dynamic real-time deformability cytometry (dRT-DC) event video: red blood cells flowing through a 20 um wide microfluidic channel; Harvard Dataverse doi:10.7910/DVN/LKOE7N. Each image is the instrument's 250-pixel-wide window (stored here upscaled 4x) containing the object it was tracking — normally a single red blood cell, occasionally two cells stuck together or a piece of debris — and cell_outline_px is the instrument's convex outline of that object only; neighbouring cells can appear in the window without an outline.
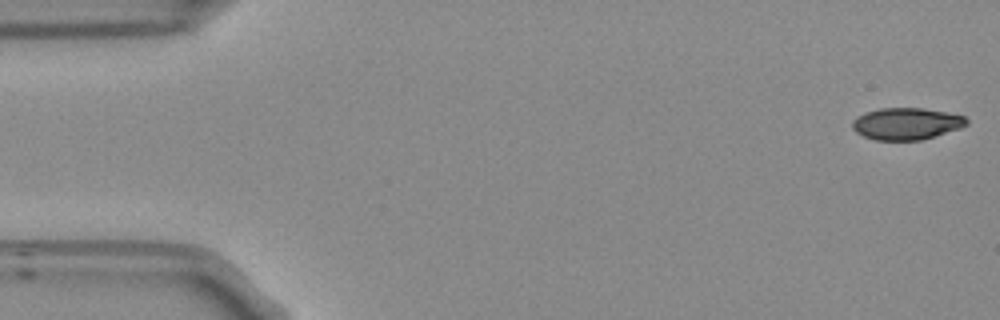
{"species": "Egyptian fruit bat (a non-hibernating species)", "species_latin": "Rousettus aegyptiacus", "temperature_condition": "room temperature", "stored_images_in_passage": 53, "camera_frame_rate_fps": 3000, "um_per_image_px": 0.085, "frame": {"image": 1, "passage_image": 1, "time_ms": 0.0, "image_size_px": [1000, 320], "cell_outline_px": [[968, 124], [960, 128], [920, 140], [876, 140], [864, 136], [856, 132], [852, 128], [852, 120], [856, 116], [864, 112], [880, 108], [924, 108], [964, 116], [968, 120]], "centroid_in_image_um": [77.0, 10.51], "position_along_channel_um": 8.0, "area_um2": 21.15}}
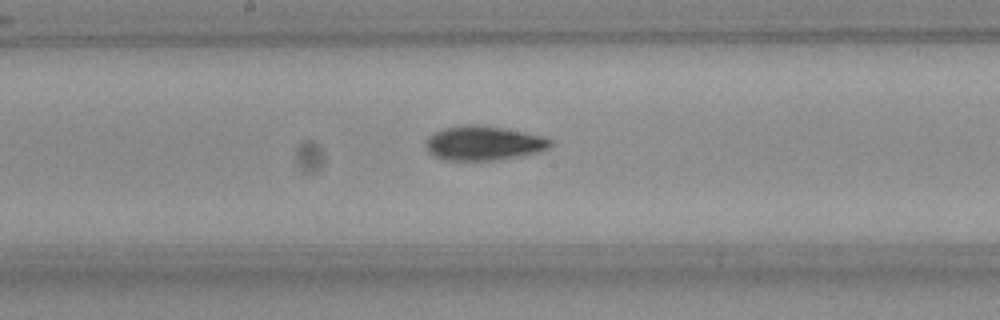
{"frame": {"image": 2, "passage_image": 27, "time_ms": 8.667, "image_size_px": [1000, 320], "cell_outline_px": [[552, 144], [548, 148], [536, 152], [496, 160], [448, 160], [436, 156], [424, 144], [428, 136], [432, 132], [440, 128], [464, 124], [476, 124], [504, 128], [544, 136], [552, 140]], "centroid_in_image_um": [41.08, 12.14], "position_along_channel_um": 207.1, "area_um2": 24.85}}
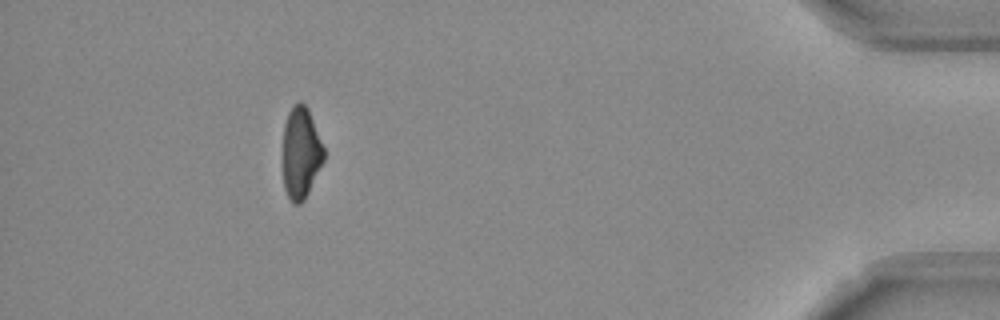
{"frame": {"image": 3, "passage_image": 48, "time_ms": 15.667, "image_size_px": [1000, 320], "cell_outline_px": [[324, 160], [304, 200], [300, 204], [292, 204], [284, 188], [284, 124], [288, 112], [300, 100], [308, 108], [324, 148]], "centroid_in_image_um": [25.58, 13.0], "position_along_channel_um": 409.6, "area_um2": 21.56}, "authors_computed_cell_mechanics": {"area_um2": 23.2356, "velocity_mm_per_s": 3.7837, "shape_relaxation_time_tau1_ms": 3.5349, "shape_relaxation_time_tau2_ms": 3.9764, "deformation_change_tau1": 0.134, "deformation_change_tau2": 0.1048}}